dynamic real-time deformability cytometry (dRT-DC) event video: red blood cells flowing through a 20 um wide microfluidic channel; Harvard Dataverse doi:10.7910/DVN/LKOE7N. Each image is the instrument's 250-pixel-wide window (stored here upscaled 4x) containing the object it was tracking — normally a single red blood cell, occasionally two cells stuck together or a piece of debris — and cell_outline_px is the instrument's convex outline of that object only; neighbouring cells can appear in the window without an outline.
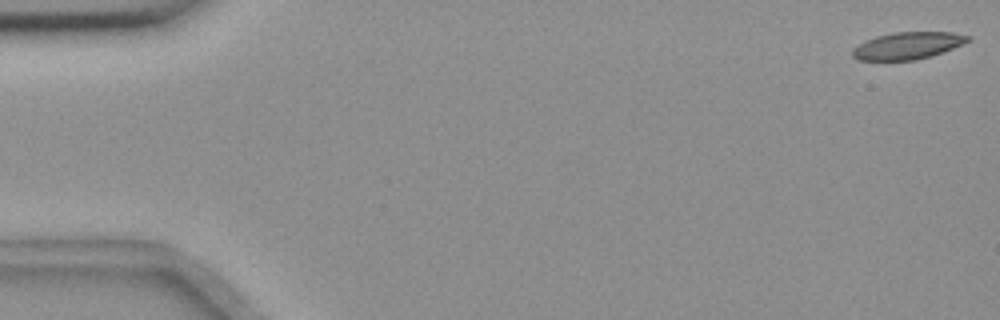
{"species": "common noctule bat (a hibernating species)", "species_latin": "Nyctalus noctula", "temperature_condition": "room temperature", "stored_images_in_passage": 5, "camera_frame_rate_fps": 3000, "um_per_image_px": 0.085, "animal": {"sex": "female", "body_mass_g": 18.4}, "frame": {"image": 1, "passage_image": 1, "time_ms": 0.0, "image_size_px": [1000, 320], "cell_outline_px": [[972, 40], [964, 44], [932, 56], [916, 60], [860, 60], [852, 56], [852, 48], [864, 40], [876, 36], [896, 32], [952, 32], [972, 36]], "centroid_in_image_um": [77.18, 3.87], "position_along_channel_um": 7.8, "area_um2": 18.44}}